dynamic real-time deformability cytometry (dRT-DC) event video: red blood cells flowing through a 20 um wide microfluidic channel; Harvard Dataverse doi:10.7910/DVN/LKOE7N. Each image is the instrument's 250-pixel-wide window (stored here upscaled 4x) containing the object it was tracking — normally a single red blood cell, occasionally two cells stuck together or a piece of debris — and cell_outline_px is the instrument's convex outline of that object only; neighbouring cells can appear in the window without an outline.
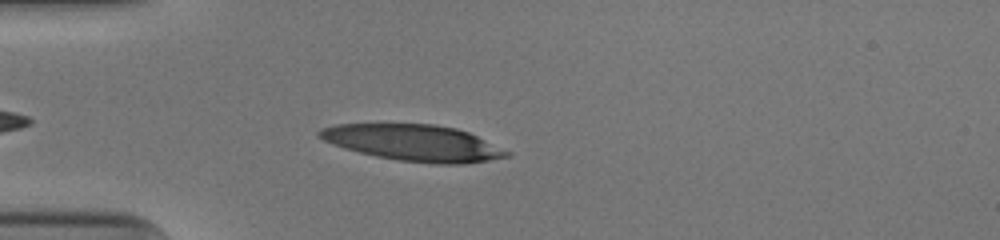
{"species": "human", "species_latin": "Homo sapiens", "temperature_condition": "cold", "stored_images_in_passage": 37, "camera_frame_rate_fps": 3000, "um_per_image_px": 0.085, "donor": {"sex": "male"}, "frame": {"image": 1, "passage_image": 4, "time_ms": 1.0, "image_size_px": [1000, 240], "cell_outline_px": [[512, 156], [464, 164], [432, 164], [400, 160], [376, 156], [344, 148], [332, 144], [316, 136], [316, 132], [324, 128], [336, 124], [436, 124], [456, 128], [468, 132], [512, 152]], "centroid_in_image_um": [35.18, 12.14], "position_along_channel_um": 49.8, "area_um2": 39.59}}
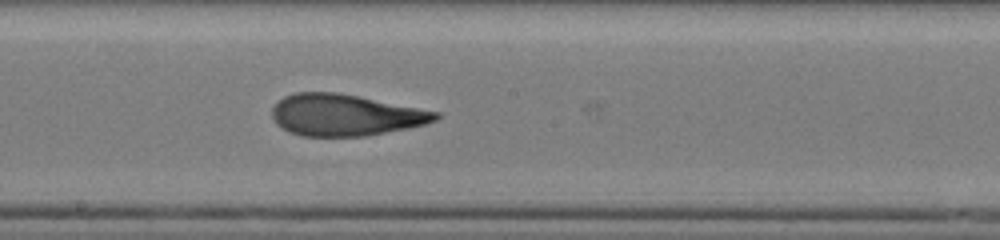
{"frame": {"image": 2, "passage_image": 18, "time_ms": 5.667, "image_size_px": [1000, 240], "cell_outline_px": [[440, 116], [436, 120], [424, 124], [408, 128], [364, 136], [304, 136], [288, 132], [276, 124], [272, 116], [272, 108], [284, 96], [296, 92], [336, 92], [440, 112]], "centroid_in_image_um": [29.32, 9.78], "position_along_channel_um": 218.9, "area_um2": 39.3}}
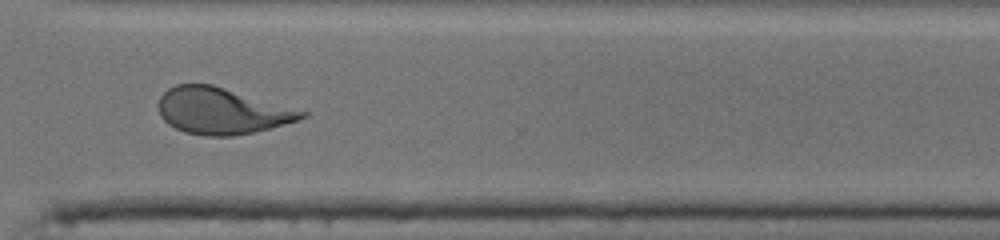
{"frame": {"image": 3, "passage_image": 28, "time_ms": 9.0, "image_size_px": [1000, 240], "cell_outline_px": [[308, 116], [284, 124], [252, 132], [232, 136], [204, 136], [184, 132], [168, 124], [160, 116], [156, 104], [160, 96], [168, 88], [176, 84], [212, 84], [308, 112]], "centroid_in_image_um": [18.78, 9.42], "position_along_channel_um": 351.8, "area_um2": 38.55}, "authors_computed_cell_mechanics": {"area_um2": 39.6508, "velocity_mm_per_s": 3.9837, "shape_relaxation_time_tau1_ms": null, "shape_relaxation_time_tau2_ms": 1.5421, "deformation_change_tau1": null, "deformation_change_tau2": 0.103}}